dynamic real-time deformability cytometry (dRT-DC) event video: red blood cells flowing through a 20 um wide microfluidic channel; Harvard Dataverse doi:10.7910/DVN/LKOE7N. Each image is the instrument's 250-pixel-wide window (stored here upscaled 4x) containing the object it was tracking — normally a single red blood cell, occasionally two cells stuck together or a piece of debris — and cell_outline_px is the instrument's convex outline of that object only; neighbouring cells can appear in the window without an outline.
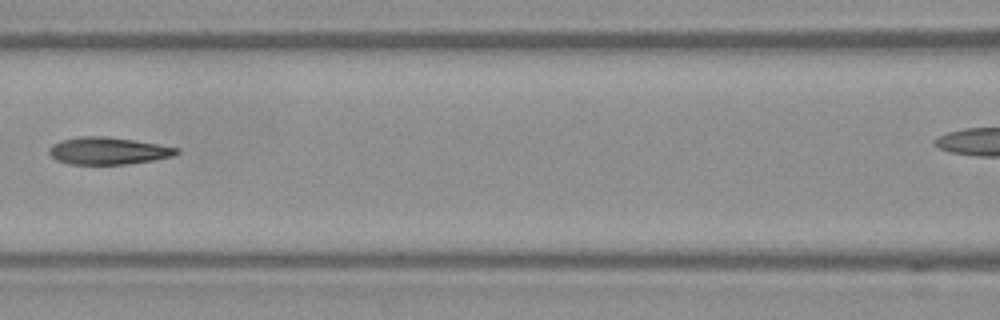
{"species": "Egyptian fruit bat (a non-hibernating species)", "species_latin": "Rousettus aegyptiacus", "temperature_condition": "warm", "stored_images_in_passage": 9, "segment_of_instrument_passage": [1, 2], "camera_frame_rate_fps": 3000, "um_per_image_px": 0.085, "frame": {"image": 1, "passage_image": 8, "time_ms": 2.333, "image_size_px": [1000, 320], "cell_outline_px": [[180, 152], [172, 156], [152, 160], [128, 164], [68, 164], [56, 160], [48, 152], [48, 148], [52, 144], [60, 140], [80, 136], [108, 136], [180, 148]], "centroid_in_image_um": [9.15, 12.82], "position_along_channel_um": 157.5, "area_um2": 20.23}}